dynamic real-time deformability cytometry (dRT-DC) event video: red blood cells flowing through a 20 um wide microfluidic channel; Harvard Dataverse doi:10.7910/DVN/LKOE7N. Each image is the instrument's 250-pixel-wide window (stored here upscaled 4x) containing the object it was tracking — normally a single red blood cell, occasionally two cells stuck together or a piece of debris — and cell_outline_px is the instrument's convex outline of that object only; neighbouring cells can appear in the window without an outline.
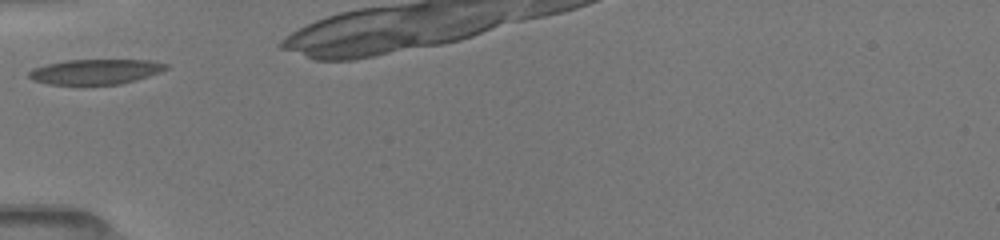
{"species": "common noctule bat (a hibernating species)", "species_latin": "Nyctalus noctula", "temperature_condition": "room temperature", "stored_images_in_passage": 2, "camera_frame_rate_fps": 3000, "um_per_image_px": 0.085, "animal": {"sex": "female", "body_mass_g": 19.5, "forearm_length_mm": 54.1}, "frame": {"image": 1, "passage_image": 1, "time_ms": 0.0, "image_size_px": [1000, 240], "cell_outline_px": [[168, 68], [160, 72], [136, 80], [120, 84], [84, 88], [48, 84], [32, 80], [28, 76], [28, 72], [32, 68], [64, 60], [148, 60], [168, 64]], "centroid_in_image_um": [8.05, 6.15], "position_along_channel_um": 77.0, "area_um2": 20.98}}